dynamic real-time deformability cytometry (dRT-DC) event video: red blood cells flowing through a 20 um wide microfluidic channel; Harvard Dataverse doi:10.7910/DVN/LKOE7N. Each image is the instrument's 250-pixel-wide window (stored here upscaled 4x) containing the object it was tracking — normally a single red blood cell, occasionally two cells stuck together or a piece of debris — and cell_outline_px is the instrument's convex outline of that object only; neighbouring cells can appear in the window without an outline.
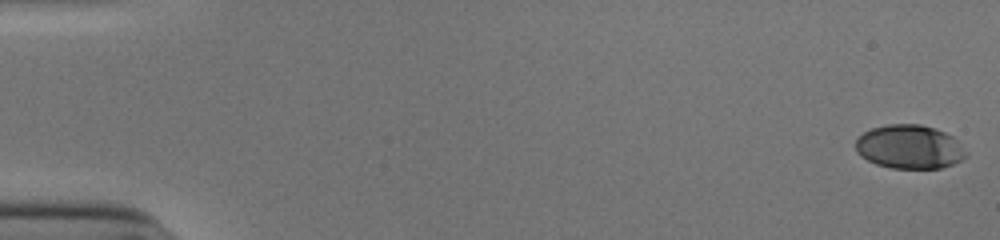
{"species": "human", "species_latin": "Homo sapiens", "temperature_condition": "cold", "stored_images_in_passage": 53, "camera_frame_rate_fps": 3000, "um_per_image_px": 0.085, "donor": {"sex": "male"}, "frame": {"image": 1, "passage_image": 1, "time_ms": 0.0, "image_size_px": [1000, 240], "cell_outline_px": [[968, 152], [964, 160], [940, 168], [892, 168], [876, 164], [860, 156], [856, 152], [856, 140], [864, 132], [872, 128], [888, 124], [920, 124], [936, 128], [952, 136]], "centroid_in_image_um": [77.32, 12.48], "position_along_channel_um": 7.7, "area_um2": 28.26}}
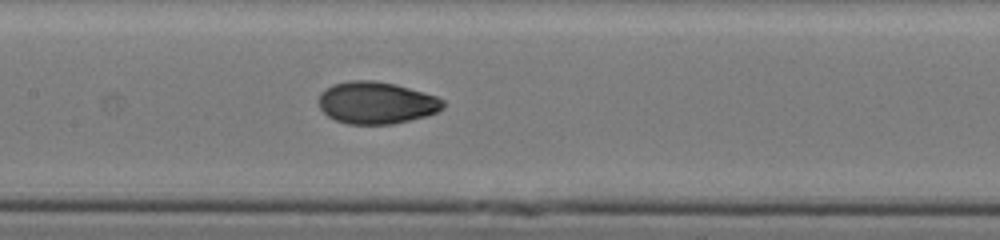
{"frame": {"image": 2, "passage_image": 27, "time_ms": 8.667, "image_size_px": [1000, 240], "cell_outline_px": [[444, 108], [436, 112], [424, 116], [392, 124], [348, 124], [336, 120], [328, 116], [320, 108], [320, 92], [332, 84], [352, 80], [372, 80], [396, 84], [424, 92], [436, 96], [444, 100]], "centroid_in_image_um": [31.99, 8.73], "position_along_channel_um": 175.4, "area_um2": 30.4}}
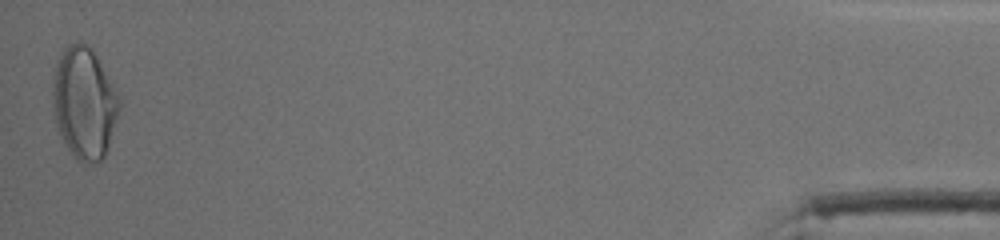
{"frame": {"image": 3, "passage_image": 53, "time_ms": 17.333, "image_size_px": [1000, 240], "cell_outline_px": [[120, 108], [104, 156], [100, 160], [84, 164], [76, 160], [68, 148], [56, 124], [52, 104], [52, 92], [56, 60], [60, 52], [68, 44], [76, 40], [80, 40], [92, 48], [120, 96]], "centroid_in_image_um": [7.14, 8.69], "position_along_channel_um": 428.1, "area_um2": 43.35}, "authors_computed_cell_mechanics": {"area_um2": 30.056, "velocity_mm_per_s": 3.915, "shape_relaxation_time_tau1_ms": 4.18, "shape_relaxation_time_tau2_ms": 0.8438, "deformation_change_tau1": 0.1725, "deformation_change_tau2": 0.0436}}